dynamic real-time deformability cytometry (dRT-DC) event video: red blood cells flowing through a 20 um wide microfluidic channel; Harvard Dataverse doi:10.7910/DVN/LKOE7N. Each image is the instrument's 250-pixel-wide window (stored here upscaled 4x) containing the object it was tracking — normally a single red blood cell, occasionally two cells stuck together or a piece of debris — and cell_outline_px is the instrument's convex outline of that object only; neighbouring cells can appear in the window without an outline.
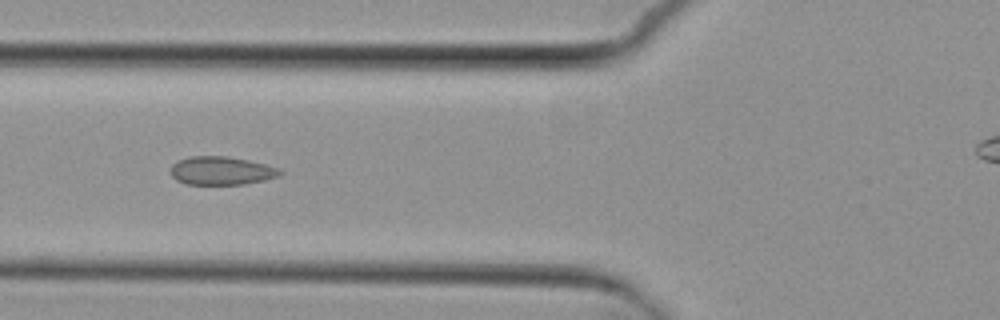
{"species": "common noctule bat (a hibernating species)", "species_latin": "Nyctalus noctula", "temperature_condition": "cold", "stored_images_in_passage": 7, "camera_frame_rate_fps": 3000, "um_per_image_px": 0.085, "animal": {"sex": "female", "body_mass_g": 29.2, "forearm_length_mm": 56.3}, "frame": {"image": 1, "passage_image": 5, "time_ms": 4.667, "image_size_px": [1000, 320], "cell_outline_px": [[284, 172], [280, 176], [264, 180], [244, 184], [184, 184], [176, 180], [172, 176], [172, 164], [188, 156], [228, 156], [248, 160], [280, 168]], "centroid_in_image_um": [18.84, 14.51], "position_along_channel_um": 107.0, "area_um2": 18.09}}
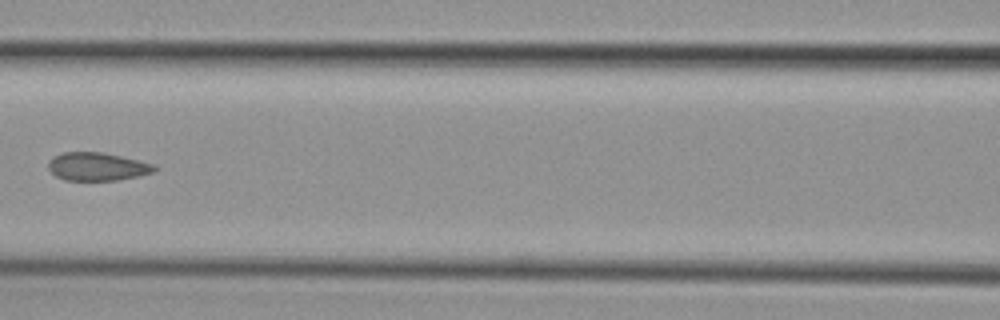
{"frame": {"image": 2, "passage_image": 6, "time_ms": 6.0, "image_size_px": [1000, 320], "cell_outline_px": [[160, 168], [156, 172], [140, 176], [116, 180], [64, 180], [56, 176], [48, 168], [48, 160], [52, 156], [64, 152], [104, 152], [156, 164]], "centroid_in_image_um": [8.32, 14.15], "position_along_channel_um": 158.3, "area_um2": 17.74}}
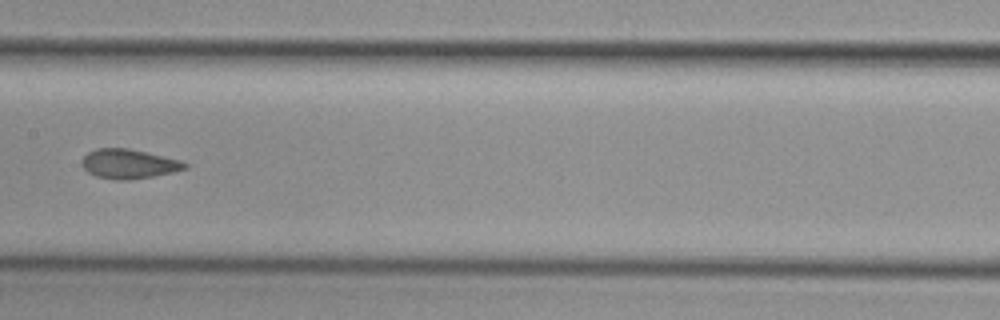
{"frame": {"image": 3, "passage_image": 7, "time_ms": 7.0, "image_size_px": [1000, 320], "cell_outline_px": [[188, 168], [172, 172], [152, 176], [128, 180], [116, 180], [96, 176], [88, 172], [80, 164], [80, 160], [88, 152], [96, 148], [128, 148], [180, 160], [188, 164]], "centroid_in_image_um": [10.91, 13.93], "position_along_channel_um": 196.5, "area_um2": 17.63}}